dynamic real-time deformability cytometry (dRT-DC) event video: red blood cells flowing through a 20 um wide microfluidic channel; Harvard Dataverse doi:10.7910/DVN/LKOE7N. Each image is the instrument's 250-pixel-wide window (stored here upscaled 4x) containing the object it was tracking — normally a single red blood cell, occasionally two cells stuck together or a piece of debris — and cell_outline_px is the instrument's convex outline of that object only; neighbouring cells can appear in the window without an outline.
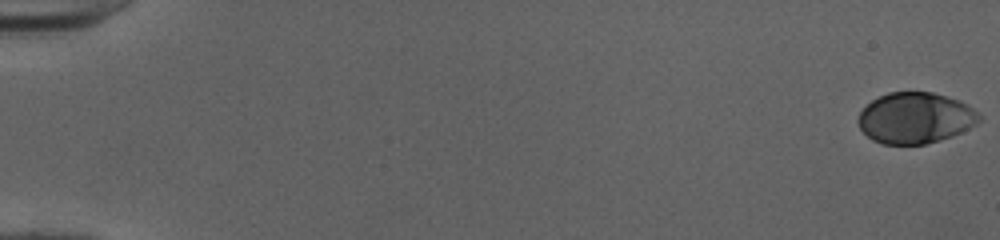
{"species": "human", "species_latin": "Homo sapiens", "temperature_condition": "cold", "stored_images_in_passage": 53, "camera_frame_rate_fps": 3000, "um_per_image_px": 0.085, "donor": {"sex": "female"}, "frame": {"image": 1, "passage_image": 1, "time_ms": 0.0, "image_size_px": [1000, 240], "cell_outline_px": [[980, 120], [976, 124], [952, 136], [940, 140], [924, 144], [884, 144], [872, 140], [860, 128], [856, 120], [860, 112], [872, 100], [888, 92], [932, 92], [960, 100], [968, 104], [980, 116]], "centroid_in_image_um": [77.79, 10.02], "position_along_channel_um": 7.2, "area_um2": 35.84}}
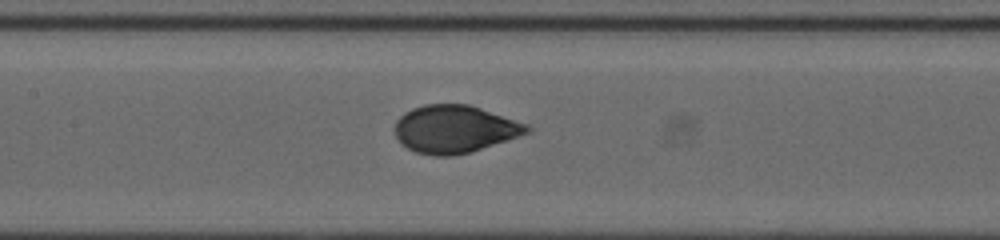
{"frame": {"image": 2, "passage_image": 27, "time_ms": 8.667, "image_size_px": [1000, 240], "cell_outline_px": [[532, 132], [472, 152], [452, 156], [432, 156], [416, 152], [408, 148], [396, 136], [396, 120], [404, 112], [412, 108], [424, 104], [468, 104], [528, 124], [532, 128]], "centroid_in_image_um": [38.68, 10.98], "position_along_channel_um": 168.7, "area_um2": 36.76}}
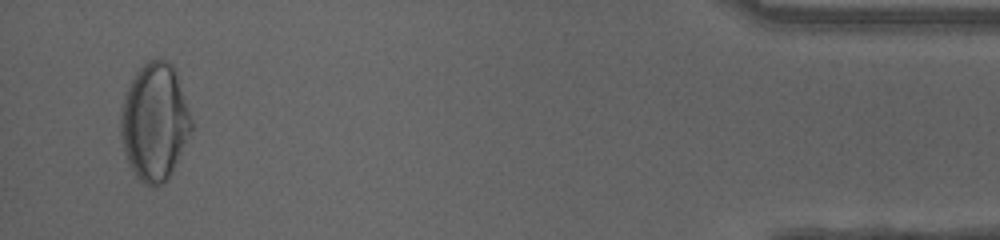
{"frame": {"image": 3, "passage_image": 51, "time_ms": 16.667, "image_size_px": [1000, 240], "cell_outline_px": [[192, 128], [172, 172], [168, 180], [152, 188], [144, 184], [136, 176], [128, 164], [124, 152], [120, 136], [120, 108], [124, 96], [136, 72], [148, 60], [156, 56], [172, 64], [176, 72], [192, 120]], "centroid_in_image_um": [13.12, 10.37], "position_along_channel_um": 422.1, "area_um2": 48.44}, "authors_computed_cell_mechanics": {"area_um2": 36.7608, "velocity_mm_per_s": 4.0132, "shape_relaxation_time_tau1_ms": 4.155, "shape_relaxation_time_tau2_ms": null, "deformation_change_tau1": 0.1782, "deformation_change_tau2": null}}